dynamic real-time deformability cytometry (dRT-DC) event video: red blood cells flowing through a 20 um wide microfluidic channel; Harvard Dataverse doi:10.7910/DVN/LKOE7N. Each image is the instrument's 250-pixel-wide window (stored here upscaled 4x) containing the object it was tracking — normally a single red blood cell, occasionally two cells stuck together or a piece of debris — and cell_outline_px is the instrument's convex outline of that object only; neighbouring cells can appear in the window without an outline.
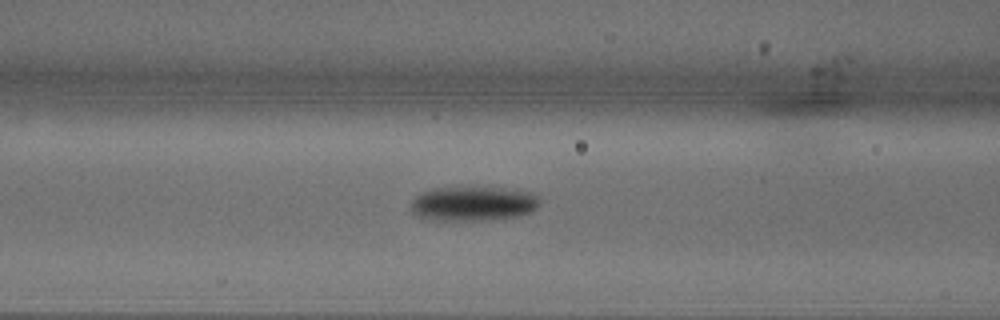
{"species": "common noctule bat (a hibernating species)", "species_latin": "Nyctalus noctula", "temperature_condition": "warm", "stored_images_in_passage": 22, "camera_frame_rate_fps": 3000, "um_per_image_px": 0.085, "animal": {"sex": "male", "body_mass_g": 18.8}, "frame": {"image": 1, "passage_image": 7, "time_ms": 2.0, "image_size_px": [1000, 320], "cell_outline_px": [[540, 204], [532, 212], [520, 216], [480, 220], [432, 220], [416, 216], [412, 212], [412, 200], [420, 192], [436, 188], [516, 188], [532, 192], [540, 200]], "centroid_in_image_um": [40.26, 17.31], "position_along_channel_um": 126.3, "area_um2": 26.01}}
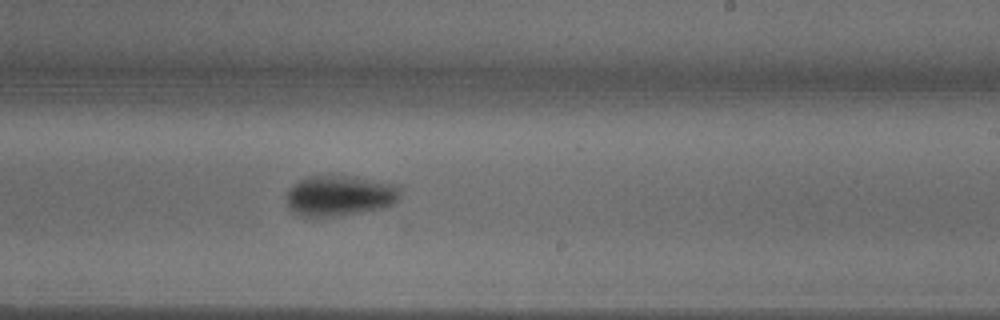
{"frame": {"image": 2, "passage_image": 14, "time_ms": 4.333, "image_size_px": [1000, 320], "cell_outline_px": [[400, 192], [396, 200], [392, 204], [384, 208], [336, 216], [296, 216], [292, 212], [288, 204], [288, 192], [292, 184], [308, 176], [352, 176], [396, 184], [400, 188]], "centroid_in_image_um": [28.87, 16.63], "position_along_channel_um": 260.1, "area_um2": 26.76}}
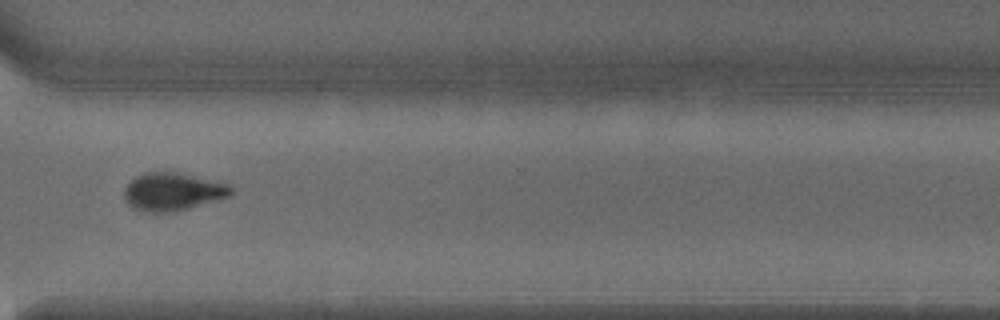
{"frame": {"image": 3, "passage_image": 19, "time_ms": 6.0, "image_size_px": [1000, 320], "cell_outline_px": [[232, 192], [228, 196], [220, 200], [172, 212], [140, 212], [132, 208], [124, 200], [124, 188], [136, 176], [144, 172], [176, 172], [228, 184], [232, 188]], "centroid_in_image_um": [14.63, 16.31], "position_along_channel_um": 356.0, "area_um2": 23.58}}